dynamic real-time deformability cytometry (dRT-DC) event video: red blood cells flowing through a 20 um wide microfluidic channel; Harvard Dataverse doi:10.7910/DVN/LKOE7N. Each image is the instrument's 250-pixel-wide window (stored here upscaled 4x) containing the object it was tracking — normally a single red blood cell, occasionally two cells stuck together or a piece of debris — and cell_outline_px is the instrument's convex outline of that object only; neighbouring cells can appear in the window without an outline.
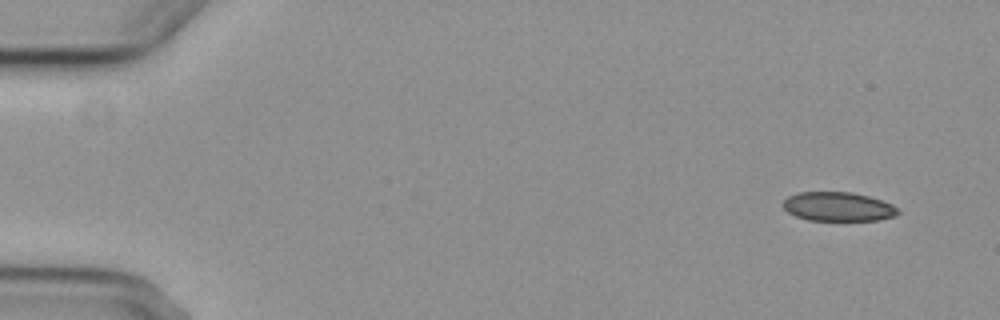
{"species": "common noctule bat (a hibernating species)", "species_latin": "Nyctalus noctula", "temperature_condition": "cold", "stored_images_in_passage": 6, "camera_frame_rate_fps": 3000, "um_per_image_px": 0.085, "animal": {"sex": "female", "body_mass_g": 29.2, "forearm_length_mm": 56.3}, "frame": {"image": 1, "passage_image": 1, "time_ms": 0.0, "image_size_px": [1000, 320], "cell_outline_px": [[900, 212], [896, 216], [876, 220], [808, 220], [796, 216], [788, 212], [784, 208], [784, 200], [788, 196], [800, 192], [852, 192], [868, 196], [892, 204]], "centroid_in_image_um": [71.24, 17.56], "position_along_channel_um": 13.8, "area_um2": 19.31}}
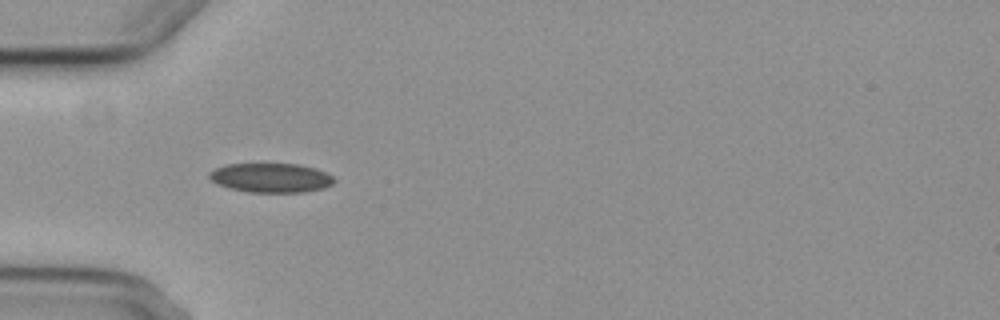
{"frame": {"image": 2, "passage_image": 5, "time_ms": 4.667, "image_size_px": [1000, 320], "cell_outline_px": [[336, 180], [332, 184], [324, 188], [304, 192], [248, 192], [228, 188], [216, 184], [208, 176], [208, 172], [216, 168], [228, 164], [300, 164], [316, 168], [332, 176]], "centroid_in_image_um": [23.02, 15.11], "position_along_channel_um": 62.0, "area_um2": 21.39}}
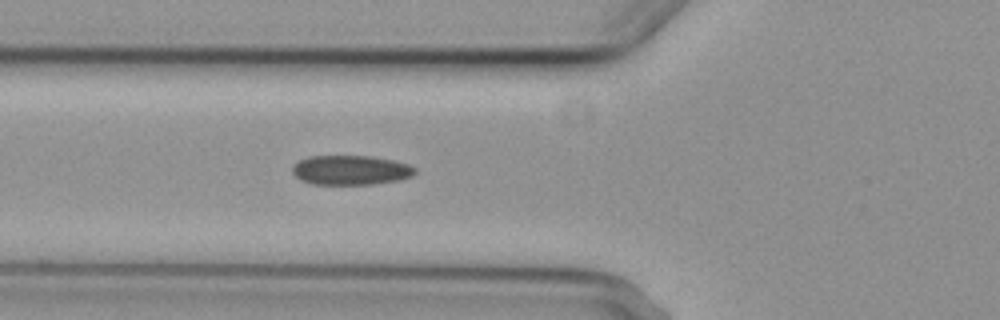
{"frame": {"image": 3, "passage_image": 6, "time_ms": 5.667, "image_size_px": [1000, 320], "cell_outline_px": [[416, 172], [412, 176], [400, 180], [372, 184], [312, 184], [300, 180], [292, 172], [292, 164], [308, 156], [372, 156], [392, 160], [408, 164], [416, 168]], "centroid_in_image_um": [29.8, 14.46], "position_along_channel_um": 96.0, "area_um2": 21.21}}